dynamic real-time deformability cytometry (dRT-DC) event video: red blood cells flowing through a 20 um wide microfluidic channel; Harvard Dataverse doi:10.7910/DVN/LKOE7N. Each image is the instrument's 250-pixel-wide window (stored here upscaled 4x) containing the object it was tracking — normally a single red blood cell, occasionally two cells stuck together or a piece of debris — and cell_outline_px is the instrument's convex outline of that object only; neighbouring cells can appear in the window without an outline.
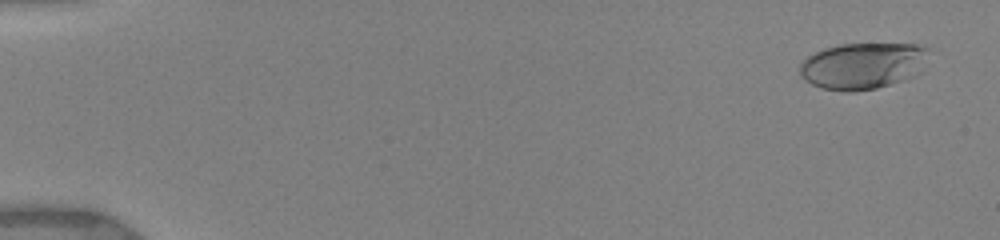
{"species": "human", "species_latin": "Homo sapiens", "temperature_condition": "warm", "stored_images_in_passage": 88, "camera_frame_rate_fps": 3000, "um_per_image_px": 0.085, "donor": {"sex": "female"}, "frame": {"image": 1, "passage_image": 5, "time_ms": 0.667, "image_size_px": [1000, 240], "cell_outline_px": [[928, 48], [920, 72], [904, 80], [876, 88], [852, 92], [844, 92], [820, 88], [804, 80], [800, 72], [800, 64], [808, 56], [824, 48], [840, 44], [916, 44]], "centroid_in_image_um": [73.29, 5.6], "position_along_channel_um": 11.7, "area_um2": 34.74}}
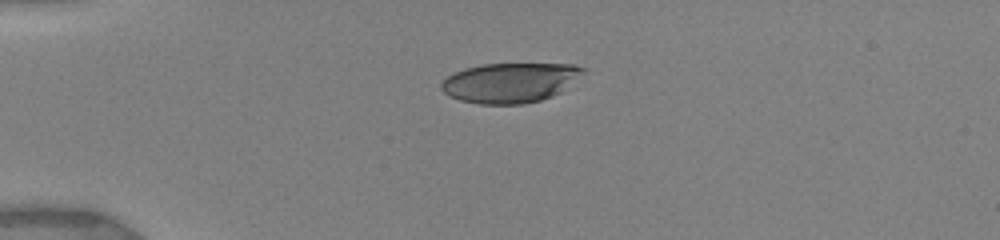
{"frame": {"image": 2, "passage_image": 25, "time_ms": 4.333, "image_size_px": [1000, 240], "cell_outline_px": [[584, 72], [560, 92], [552, 96], [540, 100], [524, 104], [480, 104], [460, 100], [448, 96], [440, 88], [440, 84], [452, 72], [464, 68], [480, 64], [572, 64], [584, 68]], "centroid_in_image_um": [43.3, 7.02], "position_along_channel_um": 41.7, "area_um2": 32.83}}
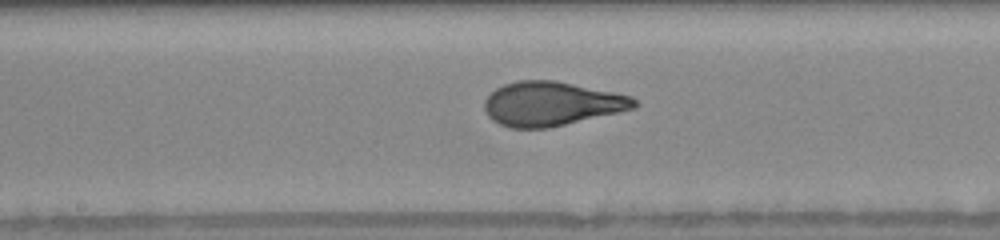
{"frame": {"image": 3, "passage_image": 64, "time_ms": 9.333, "image_size_px": [1000, 240], "cell_outline_px": [[640, 104], [636, 108], [548, 128], [508, 128], [492, 120], [488, 116], [484, 108], [484, 100], [496, 88], [504, 84], [516, 80], [556, 80], [616, 92], [632, 96]], "centroid_in_image_um": [46.89, 8.81], "position_along_channel_um": 201.3, "area_um2": 38.78}}